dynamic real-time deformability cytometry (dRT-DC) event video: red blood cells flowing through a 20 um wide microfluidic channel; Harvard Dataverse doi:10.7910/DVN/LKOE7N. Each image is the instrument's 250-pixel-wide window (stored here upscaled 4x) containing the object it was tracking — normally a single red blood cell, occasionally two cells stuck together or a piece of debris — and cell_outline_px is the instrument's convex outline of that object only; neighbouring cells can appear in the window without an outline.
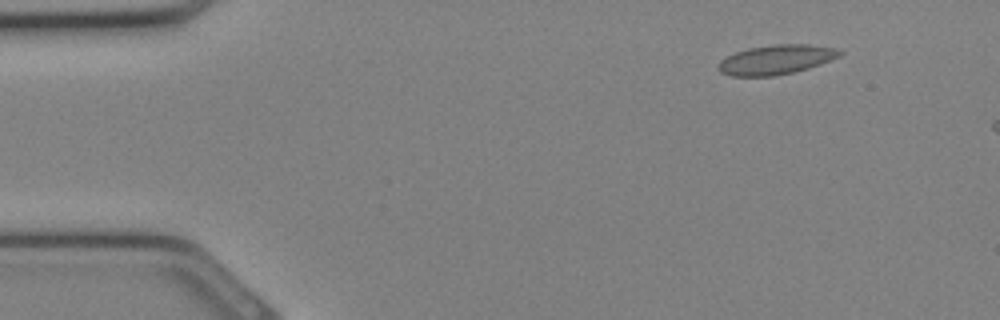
{"species": "Egyptian fruit bat (a non-hibernating species)", "species_latin": "Rousettus aegyptiacus", "temperature_condition": "cold", "stored_images_in_passage": 12, "camera_frame_rate_fps": 3000, "um_per_image_px": 0.085, "animal": {"sex": "female"}, "frame": {"image": 1, "passage_image": 4, "time_ms": 1.0, "image_size_px": [1000, 320], "cell_outline_px": [[844, 52], [840, 56], [820, 64], [808, 68], [792, 72], [772, 76], [732, 76], [720, 72], [716, 68], [720, 60], [736, 52], [748, 48], [776, 44], [808, 44], [836, 48]], "centroid_in_image_um": [65.96, 5.06], "position_along_channel_um": 19.0, "area_um2": 20.81}}
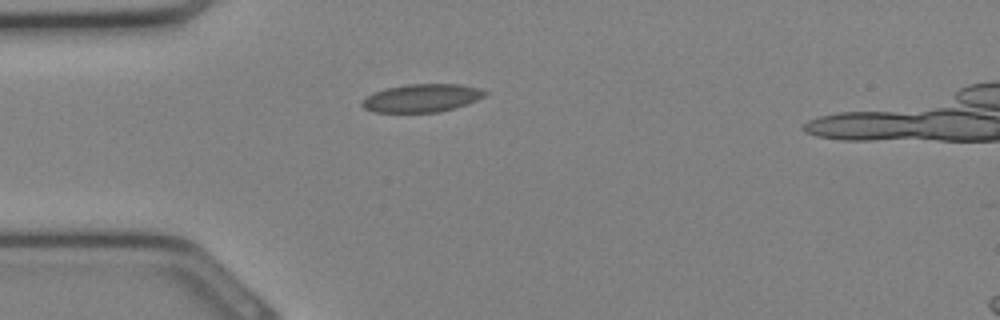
{"frame": {"image": 2, "passage_image": 9, "time_ms": 2.667, "image_size_px": [1000, 320], "cell_outline_px": [[488, 92], [484, 96], [468, 104], [456, 108], [440, 112], [376, 112], [364, 108], [360, 104], [372, 92], [388, 88], [408, 84], [460, 84], [480, 88]], "centroid_in_image_um": [35.89, 8.33], "position_along_channel_um": 49.1, "area_um2": 20.06}}
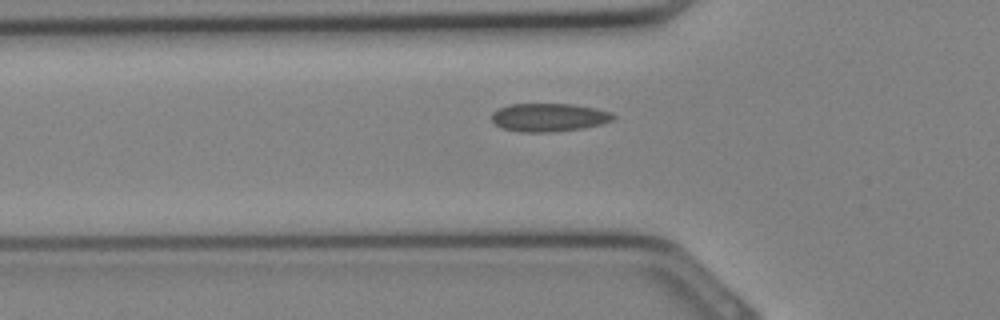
{"frame": {"image": 3, "passage_image": 11, "time_ms": 3.333, "image_size_px": [1000, 320], "cell_outline_px": [[616, 116], [612, 120], [600, 124], [584, 128], [552, 132], [520, 132], [504, 128], [496, 124], [492, 120], [492, 112], [508, 104], [572, 104], [596, 108], [612, 112]], "centroid_in_image_um": [46.68, 9.97], "position_along_channel_um": 79.1, "area_um2": 20.0}}